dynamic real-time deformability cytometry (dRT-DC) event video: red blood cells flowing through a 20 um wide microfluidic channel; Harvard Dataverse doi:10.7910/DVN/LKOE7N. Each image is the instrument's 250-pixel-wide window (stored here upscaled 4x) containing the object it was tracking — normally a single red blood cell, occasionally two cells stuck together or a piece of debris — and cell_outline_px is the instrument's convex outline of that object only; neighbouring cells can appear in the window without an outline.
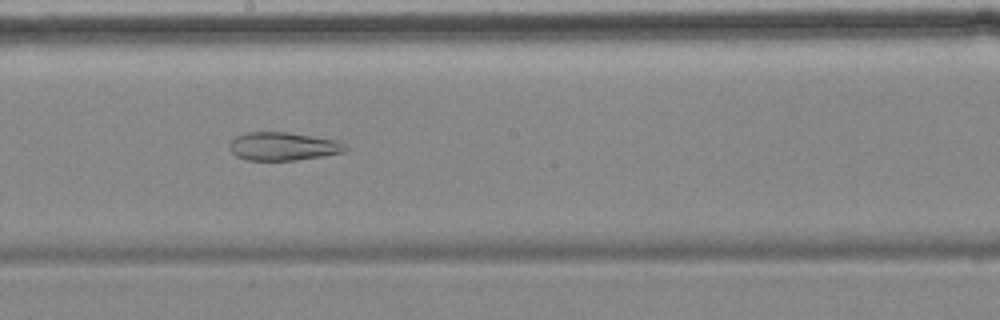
{"species": "common noctule bat (a hibernating species)", "species_latin": "Nyctalus noctula", "temperature_condition": "cold", "stored_images_in_passage": 7, "camera_frame_rate_fps": 3000, "um_per_image_px": 0.085, "animal": {"sex": "female", "body_mass_g": 18.4}, "frame": {"image": 1, "passage_image": 7, "time_ms": 7.0, "image_size_px": [1000, 320], "cell_outline_px": [[348, 148], [344, 152], [324, 156], [296, 160], [248, 160], [236, 156], [228, 148], [228, 144], [236, 136], [248, 132], [288, 132], [336, 140], [344, 144]], "centroid_in_image_um": [24.05, 12.44], "position_along_channel_um": 224.2, "area_um2": 19.07}}